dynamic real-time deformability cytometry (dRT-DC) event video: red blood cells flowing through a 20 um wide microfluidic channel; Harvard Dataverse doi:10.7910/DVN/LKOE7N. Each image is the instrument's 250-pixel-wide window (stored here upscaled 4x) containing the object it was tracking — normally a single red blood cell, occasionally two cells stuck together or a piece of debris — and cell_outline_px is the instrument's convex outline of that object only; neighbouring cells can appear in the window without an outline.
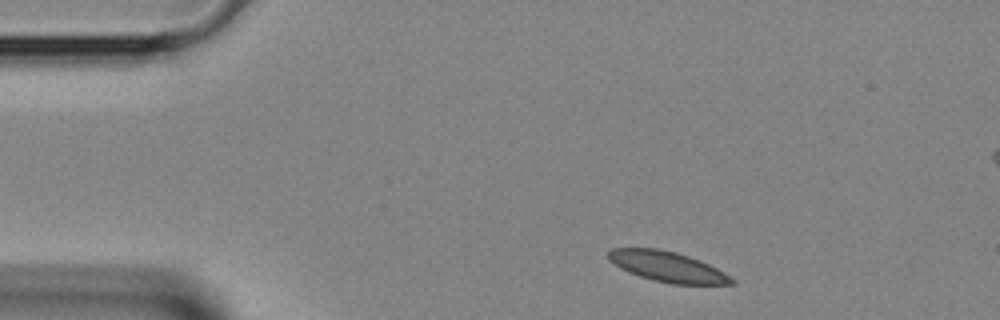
{"species": "Egyptian fruit bat (a non-hibernating species)", "species_latin": "Rousettus aegyptiacus", "temperature_condition": "room temperature", "stored_images_in_passage": 3, "camera_frame_rate_fps": 3000, "um_per_image_px": 0.085, "animal": {"sex": "female"}, "frame": {"image": 1, "passage_image": 1, "time_ms": 0.0, "image_size_px": [1000, 320], "cell_outline_px": [[736, 284], [672, 284], [652, 280], [628, 272], [620, 268], [608, 260], [608, 252], [612, 248], [656, 248], [676, 252], [700, 260], [724, 272], [736, 280]], "centroid_in_image_um": [56.73, 22.67], "position_along_channel_um": 28.3, "area_um2": 21.79}}